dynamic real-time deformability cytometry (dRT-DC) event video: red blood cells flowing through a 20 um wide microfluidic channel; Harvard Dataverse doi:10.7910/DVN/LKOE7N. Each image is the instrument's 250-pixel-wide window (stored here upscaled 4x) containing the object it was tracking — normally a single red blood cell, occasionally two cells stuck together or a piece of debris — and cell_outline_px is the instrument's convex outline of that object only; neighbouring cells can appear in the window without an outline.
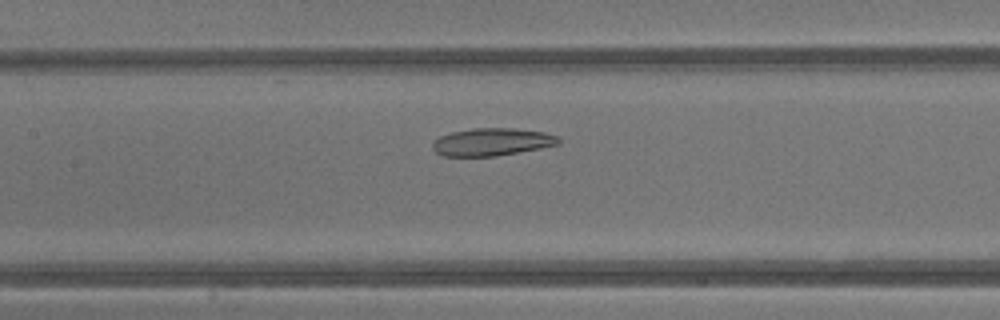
{"species": "common noctule bat (a hibernating species)", "species_latin": "Nyctalus noctula", "temperature_condition": "warm", "stored_images_in_passage": 38, "camera_frame_rate_fps": 3000, "um_per_image_px": 0.085, "animal": {"sex": "male", "body_mass_g": 13.3}, "frame": {"image": 1, "passage_image": 15, "time_ms": 4.667, "image_size_px": [1000, 320], "cell_outline_px": [[560, 144], [540, 148], [496, 156], [444, 156], [436, 152], [432, 148], [432, 140], [440, 136], [452, 132], [472, 128], [512, 128], [544, 132], [556, 136], [560, 140]], "centroid_in_image_um": [41.78, 12.06], "position_along_channel_um": 165.6, "area_um2": 20.23}}
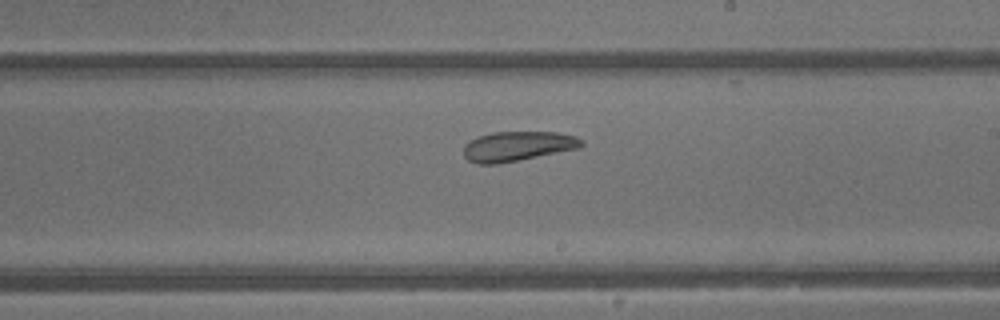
{"frame": {"image": 2, "passage_image": 20, "time_ms": 6.333, "image_size_px": [1000, 320], "cell_outline_px": [[584, 144], [580, 148], [496, 164], [476, 164], [468, 160], [464, 156], [464, 144], [480, 136], [492, 132], [556, 132], [576, 136], [584, 140]], "centroid_in_image_um": [44.01, 12.42], "position_along_channel_um": 245.0, "area_um2": 20.35}}
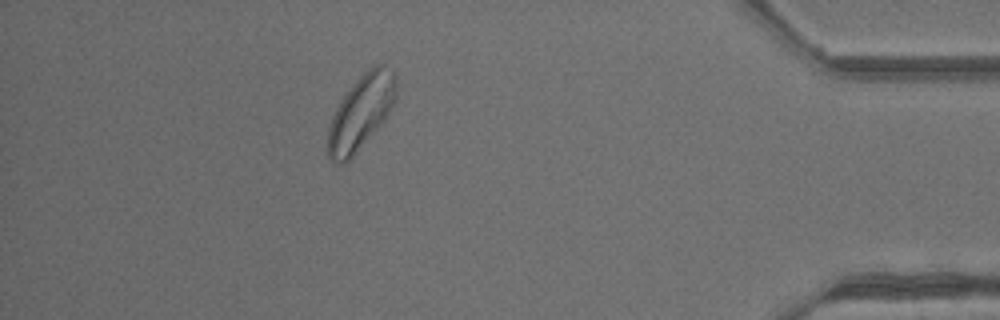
{"frame": {"image": 3, "passage_image": 33, "time_ms": 10.667, "image_size_px": [1000, 320], "cell_outline_px": [[396, 100], [392, 108], [384, 120], [352, 156], [344, 164], [336, 164], [328, 156], [328, 128], [332, 116], [340, 100], [352, 84], [372, 64], [384, 64], [396, 76]], "centroid_in_image_um": [30.69, 9.52], "position_along_channel_um": 404.5, "area_um2": 29.42}, "authors_computed_cell_mechanics": {"area_um2": 25.2586, "velocity_mm_per_s": 4.7898, "shape_relaxation_time_tau1_ms": 4.2785, "shape_relaxation_time_tau2_ms": 1.8852, "deformation_change_tau1": 0.0867, "deformation_change_tau2": 0.068}}